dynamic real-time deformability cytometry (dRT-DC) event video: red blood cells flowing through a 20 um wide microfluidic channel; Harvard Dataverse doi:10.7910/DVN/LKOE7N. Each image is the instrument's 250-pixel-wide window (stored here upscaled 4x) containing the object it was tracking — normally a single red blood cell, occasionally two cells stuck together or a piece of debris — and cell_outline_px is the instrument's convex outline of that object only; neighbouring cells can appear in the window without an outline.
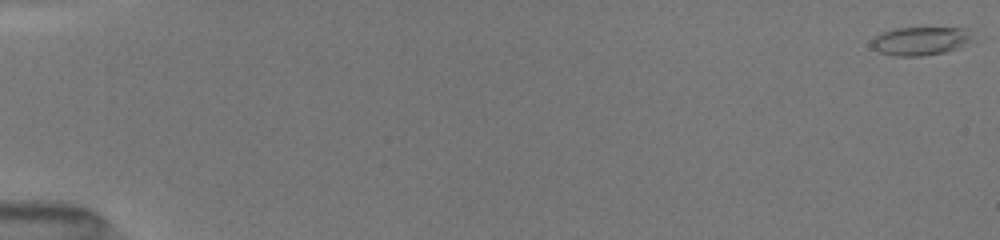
{"species": "common noctule bat (a hibernating species)", "species_latin": "Nyctalus noctula", "temperature_condition": "room temperature", "stored_images_in_passage": 52, "camera_frame_rate_fps": 3000, "um_per_image_px": 0.085, "animal": {"sex": "female", "body_mass_g": 19.5, "forearm_length_mm": 54.1}, "frame": {"image": 1, "passage_image": 1, "time_ms": 0.0, "image_size_px": [1000, 240], "cell_outline_px": [[972, 40], [956, 48], [944, 52], [924, 56], [892, 56], [880, 52], [872, 48], [872, 40], [880, 32], [896, 28], [968, 28]], "centroid_in_image_um": [78.19, 3.48], "position_along_channel_um": 6.8, "area_um2": 16.65}}
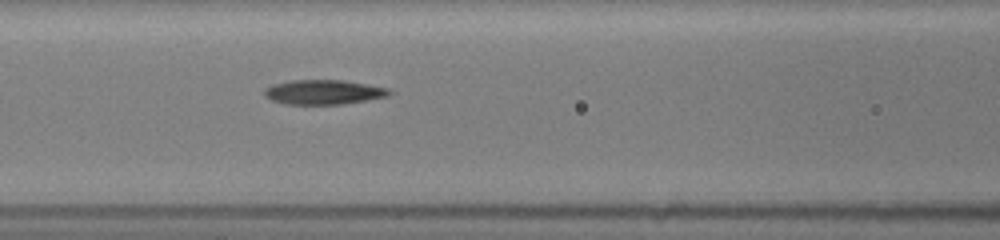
{"frame": {"image": 2, "passage_image": 24, "time_ms": 7.667, "image_size_px": [1000, 240], "cell_outline_px": [[392, 92], [388, 96], [340, 104], [284, 104], [272, 100], [264, 96], [264, 88], [272, 84], [292, 80], [344, 80], [368, 84], [388, 88]], "centroid_in_image_um": [27.47, 7.82], "position_along_channel_um": 139.1, "area_um2": 17.86}}
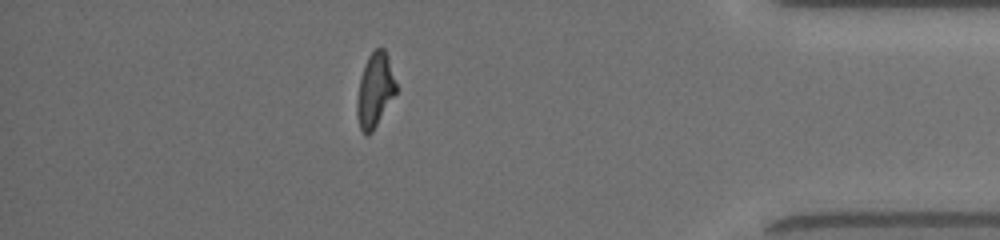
{"frame": {"image": 3, "passage_image": 46, "time_ms": 15.0, "image_size_px": [1000, 240], "cell_outline_px": [[396, 92], [372, 132], [368, 136], [364, 136], [360, 128], [356, 112], [356, 100], [360, 76], [364, 64], [368, 56], [376, 48], [384, 48], [388, 56], [396, 84]], "centroid_in_image_um": [31.84, 7.67], "position_along_channel_um": 403.4, "area_um2": 16.88}, "authors_computed_cell_mechanics": {"area_um2": 17.9758, "velocity_mm_per_s": 4.0614, "shape_relaxation_time_tau1_ms": 3.2234, "shape_relaxation_time_tau2_ms": 2.4928, "deformation_change_tau1": 0.1991, "deformation_change_tau2": 0.1183}}